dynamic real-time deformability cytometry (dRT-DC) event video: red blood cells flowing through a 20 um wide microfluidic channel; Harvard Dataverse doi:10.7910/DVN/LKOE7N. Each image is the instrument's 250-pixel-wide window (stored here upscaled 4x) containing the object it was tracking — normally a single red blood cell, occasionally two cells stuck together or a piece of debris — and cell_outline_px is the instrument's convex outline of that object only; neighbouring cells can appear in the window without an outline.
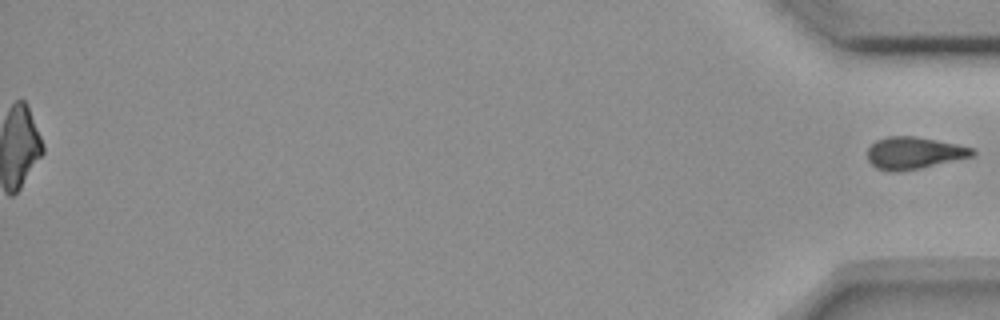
{"species": "common noctule bat (a hibernating species)", "species_latin": "Nyctalus noctula", "temperature_condition": "room temperature", "stored_images_in_passage": 45, "segment_of_instrument_passage": [2, 2], "camera_frame_rate_fps": 3000, "um_per_image_px": 0.085, "animal": {"sex": "female", "body_mass_g": 18.4}, "frame": {"image": 1, "passage_image": 45, "time_ms": 14.667, "image_size_px": [1000, 320], "cell_outline_px": [[976, 152], [972, 156], [920, 168], [900, 172], [892, 172], [876, 168], [868, 160], [868, 148], [876, 140], [888, 136], [916, 136], [956, 144], [972, 148]], "centroid_in_image_um": [77.65, 13.0], "position_along_channel_um": 357.5, "area_um2": 19.48}}